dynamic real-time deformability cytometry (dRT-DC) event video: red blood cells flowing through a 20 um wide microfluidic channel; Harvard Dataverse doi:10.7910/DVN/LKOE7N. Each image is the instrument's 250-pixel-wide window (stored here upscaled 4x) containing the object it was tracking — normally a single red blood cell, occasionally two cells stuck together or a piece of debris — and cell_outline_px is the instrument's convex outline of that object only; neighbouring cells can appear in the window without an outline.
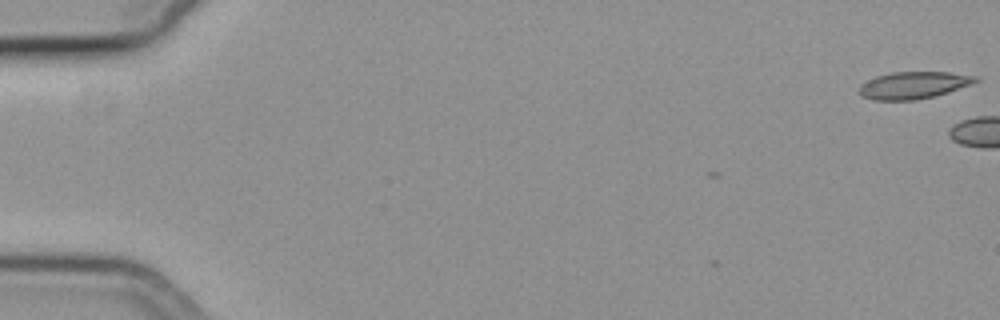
{"species": "common noctule bat (a hibernating species)", "species_latin": "Nyctalus noctula", "temperature_condition": "cold", "stored_images_in_passage": 5, "camera_frame_rate_fps": 3000, "um_per_image_px": 0.085, "animal": {"sex": "female", "body_mass_g": 19.3, "forearm_length_mm": 54.1}, "frame": {"image": 1, "passage_image": 1, "time_ms": 0.0, "image_size_px": [1000, 320], "cell_outline_px": [[980, 80], [972, 84], [936, 96], [916, 100], [872, 100], [860, 96], [860, 84], [876, 76], [892, 72], [948, 72], [980, 76]], "centroid_in_image_um": [77.68, 7.24], "position_along_channel_um": 7.3, "area_um2": 18.55}}